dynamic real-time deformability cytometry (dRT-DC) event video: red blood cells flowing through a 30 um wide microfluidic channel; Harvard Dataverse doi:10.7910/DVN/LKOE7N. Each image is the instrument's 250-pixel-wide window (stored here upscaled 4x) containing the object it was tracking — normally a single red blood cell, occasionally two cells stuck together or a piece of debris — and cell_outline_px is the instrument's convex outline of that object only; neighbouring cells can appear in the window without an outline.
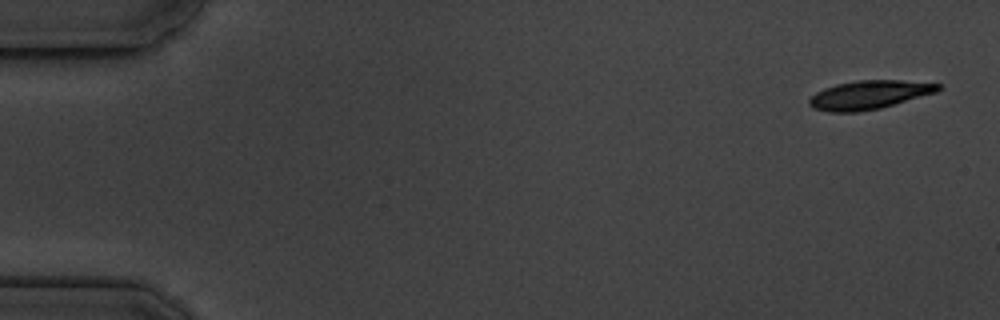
{"species": "common noctule bat (a hibernating species)", "species_latin": "Nyctalus noctula", "temperature_condition": "cold", "stored_images_in_passage": 5, "camera_frame_rate_fps": 3000, "um_per_image_px": 0.085, "animal": {"sex": "male", "body_mass_g": 19.5, "forearm_length_mm": 54.6}, "frame": {"image": 1, "passage_image": 1, "time_ms": 0.0, "image_size_px": [1000, 320], "cell_outline_px": [[944, 88], [936, 92], [880, 108], [856, 112], [828, 112], [812, 108], [808, 104], [808, 100], [816, 92], [824, 88], [836, 84], [856, 80], [900, 80], [940, 84]], "centroid_in_image_um": [73.85, 8.06], "position_along_channel_um": 11.2, "area_um2": 21.5}}
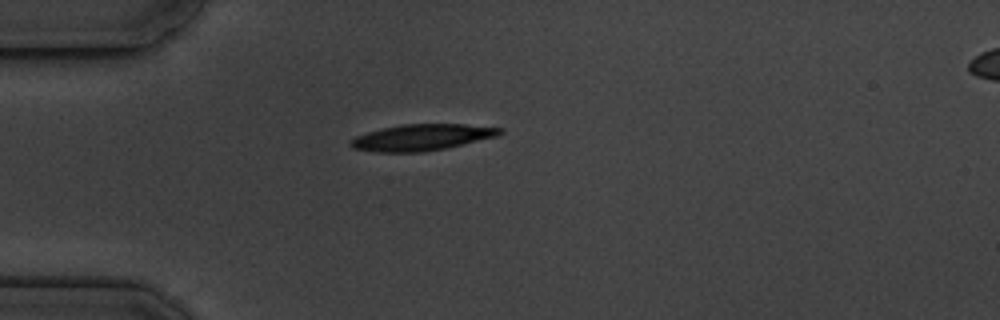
{"frame": {"image": 2, "passage_image": 5, "time_ms": 4.333, "image_size_px": [1000, 320], "cell_outline_px": [[504, 132], [500, 136], [444, 148], [424, 152], [376, 152], [352, 148], [348, 144], [348, 140], [356, 136], [368, 132], [400, 124], [464, 124], [504, 128]], "centroid_in_image_um": [35.87, 11.67], "position_along_channel_um": 49.1, "area_um2": 23.0}}